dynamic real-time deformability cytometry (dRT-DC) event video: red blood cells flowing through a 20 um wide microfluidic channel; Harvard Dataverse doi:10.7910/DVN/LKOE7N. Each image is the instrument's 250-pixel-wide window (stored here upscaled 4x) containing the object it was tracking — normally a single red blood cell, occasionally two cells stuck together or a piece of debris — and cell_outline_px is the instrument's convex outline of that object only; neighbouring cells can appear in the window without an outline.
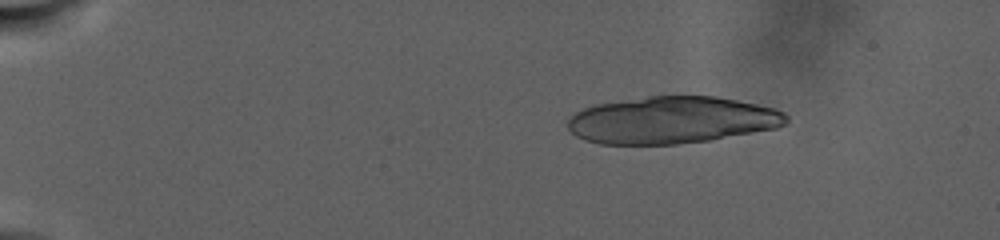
{"species": "human", "species_latin": "Homo sapiens", "temperature_condition": "warm", "stored_images_in_passage": 14, "camera_frame_rate_fps": 3000, "um_per_image_px": 0.085, "donor": {"sex": "male"}, "frame": {"image": 1, "passage_image": 5, "time_ms": 4.667, "image_size_px": [1000, 240], "cell_outline_px": [[788, 120], [784, 124], [776, 128], [712, 140], [676, 144], [600, 144], [584, 140], [576, 136], [568, 128], [568, 120], [576, 112], [584, 108], [596, 104], [648, 96], [716, 96], [776, 108], [784, 112], [788, 116]], "centroid_in_image_um": [57.12, 10.21], "position_along_channel_um": 27.9, "area_um2": 59.94}}
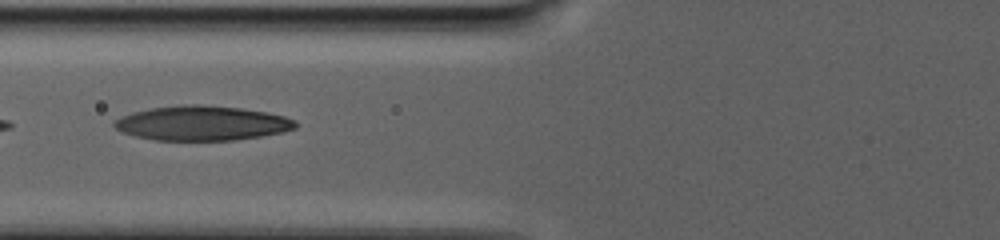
{"frame": {"image": 2, "passage_image": 13, "time_ms": 13.667, "image_size_px": [1000, 240], "cell_outline_px": [[296, 128], [284, 132], [236, 140], [152, 140], [136, 136], [124, 132], [116, 128], [112, 124], [112, 120], [132, 112], [148, 108], [184, 104], [204, 104], [240, 108], [268, 112], [284, 116], [296, 120]], "centroid_in_image_um": [17.16, 10.46], "position_along_channel_um": 108.6, "area_um2": 36.82}}
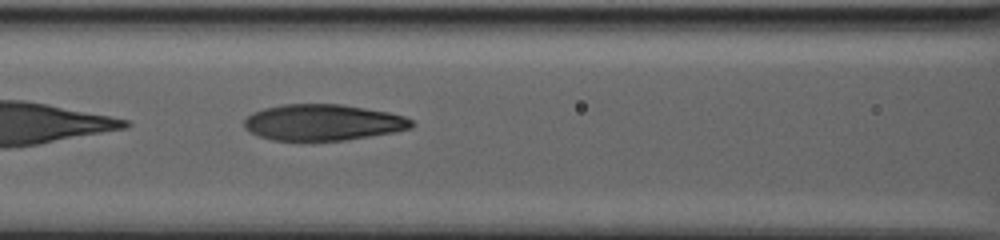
{"frame": {"image": 3, "passage_image": 14, "time_ms": 15.0, "image_size_px": [1000, 240], "cell_outline_px": [[416, 124], [412, 128], [396, 132], [344, 140], [272, 140], [248, 132], [244, 128], [244, 120], [252, 112], [264, 108], [280, 104], [340, 104], [388, 112], [404, 116], [412, 120]], "centroid_in_image_um": [27.45, 10.4], "position_along_channel_um": 139.2, "area_um2": 35.37}}